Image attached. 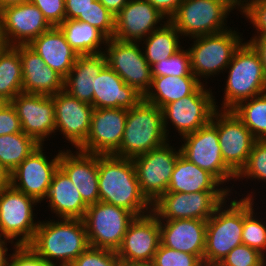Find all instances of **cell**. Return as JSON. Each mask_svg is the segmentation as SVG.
<instances>
[{"mask_svg": "<svg viewBox=\"0 0 266 266\" xmlns=\"http://www.w3.org/2000/svg\"><path fill=\"white\" fill-rule=\"evenodd\" d=\"M23 92L19 45L0 48V95L10 102Z\"/></svg>", "mask_w": 266, "mask_h": 266, "instance_id": "d6a6232c", "label": "cell"}, {"mask_svg": "<svg viewBox=\"0 0 266 266\" xmlns=\"http://www.w3.org/2000/svg\"><path fill=\"white\" fill-rule=\"evenodd\" d=\"M164 17L148 1L130 0L115 16L113 38L124 42H140L144 36L156 30L154 26Z\"/></svg>", "mask_w": 266, "mask_h": 266, "instance_id": "7402d4cb", "label": "cell"}, {"mask_svg": "<svg viewBox=\"0 0 266 266\" xmlns=\"http://www.w3.org/2000/svg\"><path fill=\"white\" fill-rule=\"evenodd\" d=\"M266 180V140H256L246 165L236 175Z\"/></svg>", "mask_w": 266, "mask_h": 266, "instance_id": "ab89813d", "label": "cell"}, {"mask_svg": "<svg viewBox=\"0 0 266 266\" xmlns=\"http://www.w3.org/2000/svg\"><path fill=\"white\" fill-rule=\"evenodd\" d=\"M246 101L248 100L239 102L231 110L256 140H266V92Z\"/></svg>", "mask_w": 266, "mask_h": 266, "instance_id": "d590c367", "label": "cell"}, {"mask_svg": "<svg viewBox=\"0 0 266 266\" xmlns=\"http://www.w3.org/2000/svg\"><path fill=\"white\" fill-rule=\"evenodd\" d=\"M15 245L9 266H48L28 245Z\"/></svg>", "mask_w": 266, "mask_h": 266, "instance_id": "f6af8a7d", "label": "cell"}, {"mask_svg": "<svg viewBox=\"0 0 266 266\" xmlns=\"http://www.w3.org/2000/svg\"><path fill=\"white\" fill-rule=\"evenodd\" d=\"M119 260L115 251L89 246L70 266H114Z\"/></svg>", "mask_w": 266, "mask_h": 266, "instance_id": "7bdbcfd3", "label": "cell"}, {"mask_svg": "<svg viewBox=\"0 0 266 266\" xmlns=\"http://www.w3.org/2000/svg\"><path fill=\"white\" fill-rule=\"evenodd\" d=\"M107 64L143 96L152 89V70L136 42H124L115 38L107 39Z\"/></svg>", "mask_w": 266, "mask_h": 266, "instance_id": "5bb4252c", "label": "cell"}, {"mask_svg": "<svg viewBox=\"0 0 266 266\" xmlns=\"http://www.w3.org/2000/svg\"><path fill=\"white\" fill-rule=\"evenodd\" d=\"M19 54L23 92L53 96L64 90V78L46 65L29 45H19Z\"/></svg>", "mask_w": 266, "mask_h": 266, "instance_id": "603a6c76", "label": "cell"}, {"mask_svg": "<svg viewBox=\"0 0 266 266\" xmlns=\"http://www.w3.org/2000/svg\"><path fill=\"white\" fill-rule=\"evenodd\" d=\"M43 13L51 26H59L65 19V0H29Z\"/></svg>", "mask_w": 266, "mask_h": 266, "instance_id": "ee69618b", "label": "cell"}, {"mask_svg": "<svg viewBox=\"0 0 266 266\" xmlns=\"http://www.w3.org/2000/svg\"><path fill=\"white\" fill-rule=\"evenodd\" d=\"M51 27L43 13L30 1L2 9L0 35L5 46L29 45Z\"/></svg>", "mask_w": 266, "mask_h": 266, "instance_id": "2e32d148", "label": "cell"}, {"mask_svg": "<svg viewBox=\"0 0 266 266\" xmlns=\"http://www.w3.org/2000/svg\"><path fill=\"white\" fill-rule=\"evenodd\" d=\"M182 138L185 145L180 148L181 155L188 161L207 170L221 183L227 179L237 178L223 160L217 127L211 121Z\"/></svg>", "mask_w": 266, "mask_h": 266, "instance_id": "7c38bea8", "label": "cell"}, {"mask_svg": "<svg viewBox=\"0 0 266 266\" xmlns=\"http://www.w3.org/2000/svg\"><path fill=\"white\" fill-rule=\"evenodd\" d=\"M22 132L20 119L12 104L0 111V136Z\"/></svg>", "mask_w": 266, "mask_h": 266, "instance_id": "7dc6e473", "label": "cell"}, {"mask_svg": "<svg viewBox=\"0 0 266 266\" xmlns=\"http://www.w3.org/2000/svg\"><path fill=\"white\" fill-rule=\"evenodd\" d=\"M219 185L221 182L213 174L201 169L180 154L176 160L167 192H230L228 189L216 188Z\"/></svg>", "mask_w": 266, "mask_h": 266, "instance_id": "f546056e", "label": "cell"}, {"mask_svg": "<svg viewBox=\"0 0 266 266\" xmlns=\"http://www.w3.org/2000/svg\"><path fill=\"white\" fill-rule=\"evenodd\" d=\"M58 27L79 55L103 53L98 47L108 38L96 27L75 19H65Z\"/></svg>", "mask_w": 266, "mask_h": 266, "instance_id": "1f68e13d", "label": "cell"}, {"mask_svg": "<svg viewBox=\"0 0 266 266\" xmlns=\"http://www.w3.org/2000/svg\"><path fill=\"white\" fill-rule=\"evenodd\" d=\"M29 46L36 51L46 65L63 78L69 74L79 55L66 41L58 26H52L40 34Z\"/></svg>", "mask_w": 266, "mask_h": 266, "instance_id": "4316f807", "label": "cell"}, {"mask_svg": "<svg viewBox=\"0 0 266 266\" xmlns=\"http://www.w3.org/2000/svg\"><path fill=\"white\" fill-rule=\"evenodd\" d=\"M243 199L242 243L257 250L263 256L266 248V226L253 217V198ZM263 252V253H262Z\"/></svg>", "mask_w": 266, "mask_h": 266, "instance_id": "8d00e7d4", "label": "cell"}, {"mask_svg": "<svg viewBox=\"0 0 266 266\" xmlns=\"http://www.w3.org/2000/svg\"><path fill=\"white\" fill-rule=\"evenodd\" d=\"M46 197L52 211L62 219H83L88 208L78 189L60 167L53 175Z\"/></svg>", "mask_w": 266, "mask_h": 266, "instance_id": "f1b7e54d", "label": "cell"}, {"mask_svg": "<svg viewBox=\"0 0 266 266\" xmlns=\"http://www.w3.org/2000/svg\"><path fill=\"white\" fill-rule=\"evenodd\" d=\"M75 20L89 23L100 30L108 39L113 38L115 30V15L107 10L99 0H94L83 15Z\"/></svg>", "mask_w": 266, "mask_h": 266, "instance_id": "f35d334b", "label": "cell"}, {"mask_svg": "<svg viewBox=\"0 0 266 266\" xmlns=\"http://www.w3.org/2000/svg\"><path fill=\"white\" fill-rule=\"evenodd\" d=\"M160 243L159 219L153 213L145 214L129 224L116 253L120 260L136 266L151 265Z\"/></svg>", "mask_w": 266, "mask_h": 266, "instance_id": "e0dca14e", "label": "cell"}, {"mask_svg": "<svg viewBox=\"0 0 266 266\" xmlns=\"http://www.w3.org/2000/svg\"><path fill=\"white\" fill-rule=\"evenodd\" d=\"M5 242L6 240H2L0 236V266H9L10 262L7 260L8 258L6 257V252L7 248H5Z\"/></svg>", "mask_w": 266, "mask_h": 266, "instance_id": "11a10c76", "label": "cell"}, {"mask_svg": "<svg viewBox=\"0 0 266 266\" xmlns=\"http://www.w3.org/2000/svg\"><path fill=\"white\" fill-rule=\"evenodd\" d=\"M265 256L247 245L233 248L217 266H259Z\"/></svg>", "mask_w": 266, "mask_h": 266, "instance_id": "b9f144b4", "label": "cell"}, {"mask_svg": "<svg viewBox=\"0 0 266 266\" xmlns=\"http://www.w3.org/2000/svg\"><path fill=\"white\" fill-rule=\"evenodd\" d=\"M238 36L236 31L227 29L219 33L195 37L197 40L188 51L191 70L197 79L200 75L210 76L228 68L234 52L242 42Z\"/></svg>", "mask_w": 266, "mask_h": 266, "instance_id": "30bf717a", "label": "cell"}, {"mask_svg": "<svg viewBox=\"0 0 266 266\" xmlns=\"http://www.w3.org/2000/svg\"><path fill=\"white\" fill-rule=\"evenodd\" d=\"M160 224V242L163 246L196 255L203 262L207 220L176 219ZM164 225V226H163Z\"/></svg>", "mask_w": 266, "mask_h": 266, "instance_id": "cb8c5ba5", "label": "cell"}, {"mask_svg": "<svg viewBox=\"0 0 266 266\" xmlns=\"http://www.w3.org/2000/svg\"><path fill=\"white\" fill-rule=\"evenodd\" d=\"M106 65L107 58L104 52L78 55L71 71L64 78V91L93 106L95 78Z\"/></svg>", "mask_w": 266, "mask_h": 266, "instance_id": "83f0119b", "label": "cell"}, {"mask_svg": "<svg viewBox=\"0 0 266 266\" xmlns=\"http://www.w3.org/2000/svg\"><path fill=\"white\" fill-rule=\"evenodd\" d=\"M8 104H10V101L4 96L0 95V111L4 109Z\"/></svg>", "mask_w": 266, "mask_h": 266, "instance_id": "6f0895ef", "label": "cell"}, {"mask_svg": "<svg viewBox=\"0 0 266 266\" xmlns=\"http://www.w3.org/2000/svg\"><path fill=\"white\" fill-rule=\"evenodd\" d=\"M28 246L48 266H57L51 259H61L59 266H70L90 245L83 220L63 218L60 222H40Z\"/></svg>", "mask_w": 266, "mask_h": 266, "instance_id": "7a4b0ae2", "label": "cell"}, {"mask_svg": "<svg viewBox=\"0 0 266 266\" xmlns=\"http://www.w3.org/2000/svg\"><path fill=\"white\" fill-rule=\"evenodd\" d=\"M265 262L263 261L259 266H265Z\"/></svg>", "mask_w": 266, "mask_h": 266, "instance_id": "6125c7cd", "label": "cell"}, {"mask_svg": "<svg viewBox=\"0 0 266 266\" xmlns=\"http://www.w3.org/2000/svg\"><path fill=\"white\" fill-rule=\"evenodd\" d=\"M127 112L123 108H94L88 137L77 150L113 155L121 145Z\"/></svg>", "mask_w": 266, "mask_h": 266, "instance_id": "ac0fdd59", "label": "cell"}, {"mask_svg": "<svg viewBox=\"0 0 266 266\" xmlns=\"http://www.w3.org/2000/svg\"><path fill=\"white\" fill-rule=\"evenodd\" d=\"M135 215L115 205L98 201L88 205L83 222L91 247L117 251Z\"/></svg>", "mask_w": 266, "mask_h": 266, "instance_id": "8992f818", "label": "cell"}, {"mask_svg": "<svg viewBox=\"0 0 266 266\" xmlns=\"http://www.w3.org/2000/svg\"><path fill=\"white\" fill-rule=\"evenodd\" d=\"M230 68L225 90L224 110H231L239 102L266 92V74L254 47L241 43L228 65Z\"/></svg>", "mask_w": 266, "mask_h": 266, "instance_id": "277c9868", "label": "cell"}, {"mask_svg": "<svg viewBox=\"0 0 266 266\" xmlns=\"http://www.w3.org/2000/svg\"><path fill=\"white\" fill-rule=\"evenodd\" d=\"M93 90L94 108L129 110L143 99V95L127 85L108 64L96 76Z\"/></svg>", "mask_w": 266, "mask_h": 266, "instance_id": "484cf974", "label": "cell"}, {"mask_svg": "<svg viewBox=\"0 0 266 266\" xmlns=\"http://www.w3.org/2000/svg\"><path fill=\"white\" fill-rule=\"evenodd\" d=\"M10 186V173L0 163V189Z\"/></svg>", "mask_w": 266, "mask_h": 266, "instance_id": "db71d44e", "label": "cell"}, {"mask_svg": "<svg viewBox=\"0 0 266 266\" xmlns=\"http://www.w3.org/2000/svg\"><path fill=\"white\" fill-rule=\"evenodd\" d=\"M249 43L257 51L266 74V34L255 36Z\"/></svg>", "mask_w": 266, "mask_h": 266, "instance_id": "f907efd6", "label": "cell"}, {"mask_svg": "<svg viewBox=\"0 0 266 266\" xmlns=\"http://www.w3.org/2000/svg\"><path fill=\"white\" fill-rule=\"evenodd\" d=\"M230 9L216 0H183L177 12L169 19L180 34L193 38L224 30Z\"/></svg>", "mask_w": 266, "mask_h": 266, "instance_id": "8fae6325", "label": "cell"}, {"mask_svg": "<svg viewBox=\"0 0 266 266\" xmlns=\"http://www.w3.org/2000/svg\"><path fill=\"white\" fill-rule=\"evenodd\" d=\"M130 0H99V2L115 16Z\"/></svg>", "mask_w": 266, "mask_h": 266, "instance_id": "816d5d0a", "label": "cell"}, {"mask_svg": "<svg viewBox=\"0 0 266 266\" xmlns=\"http://www.w3.org/2000/svg\"><path fill=\"white\" fill-rule=\"evenodd\" d=\"M27 1L29 0H0L2 8H5L10 5H17Z\"/></svg>", "mask_w": 266, "mask_h": 266, "instance_id": "9f6ffc18", "label": "cell"}, {"mask_svg": "<svg viewBox=\"0 0 266 266\" xmlns=\"http://www.w3.org/2000/svg\"><path fill=\"white\" fill-rule=\"evenodd\" d=\"M39 146L23 132L0 136V163L11 174Z\"/></svg>", "mask_w": 266, "mask_h": 266, "instance_id": "e575fe53", "label": "cell"}, {"mask_svg": "<svg viewBox=\"0 0 266 266\" xmlns=\"http://www.w3.org/2000/svg\"><path fill=\"white\" fill-rule=\"evenodd\" d=\"M229 192H165L153 204L149 212L159 219L208 220L225 202Z\"/></svg>", "mask_w": 266, "mask_h": 266, "instance_id": "52a82bcc", "label": "cell"}, {"mask_svg": "<svg viewBox=\"0 0 266 266\" xmlns=\"http://www.w3.org/2000/svg\"><path fill=\"white\" fill-rule=\"evenodd\" d=\"M151 3L161 14L170 19L178 10L183 0H146Z\"/></svg>", "mask_w": 266, "mask_h": 266, "instance_id": "681fc988", "label": "cell"}, {"mask_svg": "<svg viewBox=\"0 0 266 266\" xmlns=\"http://www.w3.org/2000/svg\"><path fill=\"white\" fill-rule=\"evenodd\" d=\"M222 207L207 220L204 266H217L233 248L243 244V199L233 200L227 210Z\"/></svg>", "mask_w": 266, "mask_h": 266, "instance_id": "5b68a950", "label": "cell"}, {"mask_svg": "<svg viewBox=\"0 0 266 266\" xmlns=\"http://www.w3.org/2000/svg\"><path fill=\"white\" fill-rule=\"evenodd\" d=\"M38 201L11 185L0 189V236L10 241L21 237L16 245H29L39 223L33 221V204Z\"/></svg>", "mask_w": 266, "mask_h": 266, "instance_id": "ba28073f", "label": "cell"}, {"mask_svg": "<svg viewBox=\"0 0 266 266\" xmlns=\"http://www.w3.org/2000/svg\"><path fill=\"white\" fill-rule=\"evenodd\" d=\"M40 145L10 174V185L36 199L46 198L55 171L59 167L60 152L50 162ZM17 182V183H16ZM20 182V183H18Z\"/></svg>", "mask_w": 266, "mask_h": 266, "instance_id": "d6986e66", "label": "cell"}, {"mask_svg": "<svg viewBox=\"0 0 266 266\" xmlns=\"http://www.w3.org/2000/svg\"><path fill=\"white\" fill-rule=\"evenodd\" d=\"M152 76H195L191 70L188 50H178L174 55L151 66Z\"/></svg>", "mask_w": 266, "mask_h": 266, "instance_id": "74e56055", "label": "cell"}, {"mask_svg": "<svg viewBox=\"0 0 266 266\" xmlns=\"http://www.w3.org/2000/svg\"><path fill=\"white\" fill-rule=\"evenodd\" d=\"M94 0H65L66 19H76L83 15Z\"/></svg>", "mask_w": 266, "mask_h": 266, "instance_id": "c3c4849f", "label": "cell"}, {"mask_svg": "<svg viewBox=\"0 0 266 266\" xmlns=\"http://www.w3.org/2000/svg\"><path fill=\"white\" fill-rule=\"evenodd\" d=\"M2 6H1V2H0V16H1V13H2Z\"/></svg>", "mask_w": 266, "mask_h": 266, "instance_id": "94428289", "label": "cell"}, {"mask_svg": "<svg viewBox=\"0 0 266 266\" xmlns=\"http://www.w3.org/2000/svg\"><path fill=\"white\" fill-rule=\"evenodd\" d=\"M178 34L180 32L167 20L162 27H158L146 37L144 56L150 66L169 58L181 49Z\"/></svg>", "mask_w": 266, "mask_h": 266, "instance_id": "836d02e7", "label": "cell"}, {"mask_svg": "<svg viewBox=\"0 0 266 266\" xmlns=\"http://www.w3.org/2000/svg\"><path fill=\"white\" fill-rule=\"evenodd\" d=\"M216 1H219L221 3H223L226 7H228L230 10H232L235 6H239L241 5L242 7L241 10L243 9V11H241L242 13H245L246 9H247V6H248V2L247 1H241V0H216ZM242 2V4H241ZM244 2H247L244 4Z\"/></svg>", "mask_w": 266, "mask_h": 266, "instance_id": "f5cc1de1", "label": "cell"}, {"mask_svg": "<svg viewBox=\"0 0 266 266\" xmlns=\"http://www.w3.org/2000/svg\"><path fill=\"white\" fill-rule=\"evenodd\" d=\"M77 155V156H76ZM60 152L59 167L80 192L87 205L99 201L98 154L79 150L77 154Z\"/></svg>", "mask_w": 266, "mask_h": 266, "instance_id": "d4e9b609", "label": "cell"}, {"mask_svg": "<svg viewBox=\"0 0 266 266\" xmlns=\"http://www.w3.org/2000/svg\"><path fill=\"white\" fill-rule=\"evenodd\" d=\"M150 87L143 99L162 109L165 105L192 94L202 83L196 76H152Z\"/></svg>", "mask_w": 266, "mask_h": 266, "instance_id": "4dcf8cb0", "label": "cell"}, {"mask_svg": "<svg viewBox=\"0 0 266 266\" xmlns=\"http://www.w3.org/2000/svg\"><path fill=\"white\" fill-rule=\"evenodd\" d=\"M3 46V42H2V39H1V35H0V48Z\"/></svg>", "mask_w": 266, "mask_h": 266, "instance_id": "91938a15", "label": "cell"}, {"mask_svg": "<svg viewBox=\"0 0 266 266\" xmlns=\"http://www.w3.org/2000/svg\"><path fill=\"white\" fill-rule=\"evenodd\" d=\"M212 97L201 84L192 94L165 105L161 109L165 132L168 119L183 136L208 124L217 110Z\"/></svg>", "mask_w": 266, "mask_h": 266, "instance_id": "9a60e30c", "label": "cell"}, {"mask_svg": "<svg viewBox=\"0 0 266 266\" xmlns=\"http://www.w3.org/2000/svg\"><path fill=\"white\" fill-rule=\"evenodd\" d=\"M52 97L55 106V130H61L68 141L79 148L88 137L94 107L64 90Z\"/></svg>", "mask_w": 266, "mask_h": 266, "instance_id": "44dd1931", "label": "cell"}, {"mask_svg": "<svg viewBox=\"0 0 266 266\" xmlns=\"http://www.w3.org/2000/svg\"><path fill=\"white\" fill-rule=\"evenodd\" d=\"M222 111H215L211 122L217 127L223 160L237 175L246 165L256 139L232 110Z\"/></svg>", "mask_w": 266, "mask_h": 266, "instance_id": "4fadbf2b", "label": "cell"}, {"mask_svg": "<svg viewBox=\"0 0 266 266\" xmlns=\"http://www.w3.org/2000/svg\"><path fill=\"white\" fill-rule=\"evenodd\" d=\"M181 154L168 143L132 159L139 188L146 199L153 204L167 192L177 158Z\"/></svg>", "mask_w": 266, "mask_h": 266, "instance_id": "9c48e42d", "label": "cell"}, {"mask_svg": "<svg viewBox=\"0 0 266 266\" xmlns=\"http://www.w3.org/2000/svg\"><path fill=\"white\" fill-rule=\"evenodd\" d=\"M20 119L22 132L40 145L55 131V106L52 96L21 92L10 102Z\"/></svg>", "mask_w": 266, "mask_h": 266, "instance_id": "ffe728a7", "label": "cell"}, {"mask_svg": "<svg viewBox=\"0 0 266 266\" xmlns=\"http://www.w3.org/2000/svg\"><path fill=\"white\" fill-rule=\"evenodd\" d=\"M150 266H204V264L196 255L173 250L160 243Z\"/></svg>", "mask_w": 266, "mask_h": 266, "instance_id": "60d3db41", "label": "cell"}, {"mask_svg": "<svg viewBox=\"0 0 266 266\" xmlns=\"http://www.w3.org/2000/svg\"><path fill=\"white\" fill-rule=\"evenodd\" d=\"M244 14L259 34H266V0H250Z\"/></svg>", "mask_w": 266, "mask_h": 266, "instance_id": "bcb514c9", "label": "cell"}, {"mask_svg": "<svg viewBox=\"0 0 266 266\" xmlns=\"http://www.w3.org/2000/svg\"><path fill=\"white\" fill-rule=\"evenodd\" d=\"M162 110L142 99L127 112L119 149L113 154L133 159L167 143Z\"/></svg>", "mask_w": 266, "mask_h": 266, "instance_id": "3957f363", "label": "cell"}, {"mask_svg": "<svg viewBox=\"0 0 266 266\" xmlns=\"http://www.w3.org/2000/svg\"><path fill=\"white\" fill-rule=\"evenodd\" d=\"M114 266H135V265L126 261L119 260Z\"/></svg>", "mask_w": 266, "mask_h": 266, "instance_id": "680465c9", "label": "cell"}, {"mask_svg": "<svg viewBox=\"0 0 266 266\" xmlns=\"http://www.w3.org/2000/svg\"><path fill=\"white\" fill-rule=\"evenodd\" d=\"M98 184L99 201L127 209L136 217L149 213L152 204L139 188L132 159L98 154Z\"/></svg>", "mask_w": 266, "mask_h": 266, "instance_id": "6da1fadb", "label": "cell"}]
</instances>
